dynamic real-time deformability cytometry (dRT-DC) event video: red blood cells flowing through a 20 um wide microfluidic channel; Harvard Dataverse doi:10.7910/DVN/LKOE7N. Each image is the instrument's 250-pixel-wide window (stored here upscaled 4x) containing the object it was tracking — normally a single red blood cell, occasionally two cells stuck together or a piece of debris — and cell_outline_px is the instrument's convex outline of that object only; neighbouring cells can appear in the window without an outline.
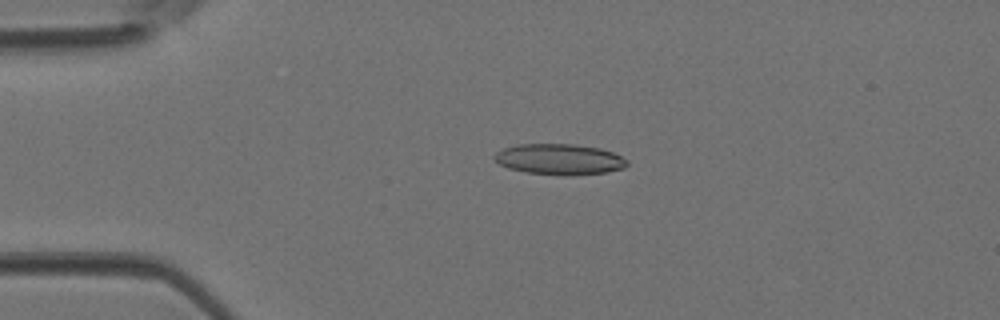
{"species": "Egyptian fruit bat (a non-hibernating species)", "species_latin": "Rousettus aegyptiacus", "temperature_condition": "room temperature", "stored_images_in_passage": 5, "camera_frame_rate_fps": 3000, "um_per_image_px": 0.085, "animal": {"sex": "female"}, "frame": {"image": 1, "passage_image": 3, "time_ms": 0.667, "image_size_px": [1000, 320], "cell_outline_px": [[628, 164], [624, 168], [608, 172], [572, 176], [564, 176], [528, 172], [508, 168], [500, 164], [492, 156], [496, 152], [504, 148], [516, 144], [576, 144], [600, 148], [612, 152], [628, 160]], "centroid_in_image_um": [47.57, 13.54], "position_along_channel_um": 37.4, "area_um2": 23.99}}
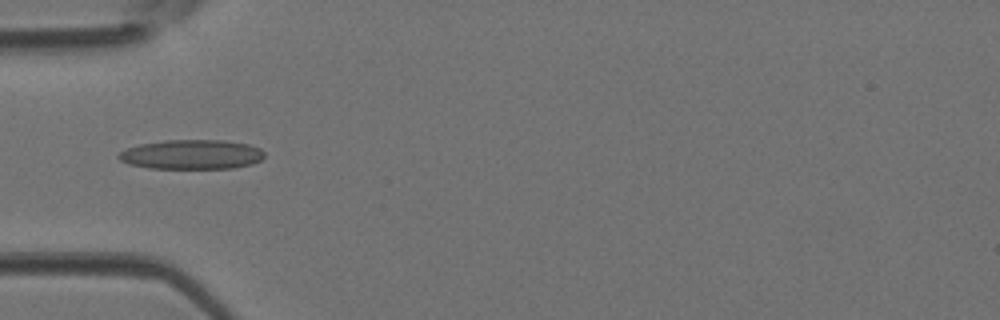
{"frame": {"image": 2, "passage_image": 4, "time_ms": 1.0, "image_size_px": [1000, 320], "cell_outline_px": [[264, 156], [260, 160], [252, 164], [232, 168], [148, 168], [128, 164], [120, 160], [116, 156], [120, 152], [128, 148], [140, 144], [164, 140], [220, 140], [248, 144], [260, 148], [264, 152]], "centroid_in_image_um": [16.28, 13.13], "position_along_channel_um": 68.7, "area_um2": 25.03}}
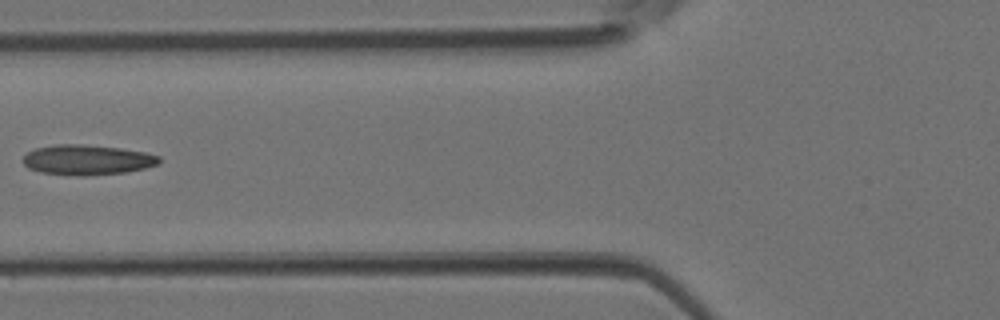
{"frame": {"image": 3, "passage_image": 5, "time_ms": 1.333, "image_size_px": [1000, 320], "cell_outline_px": [[160, 164], [128, 172], [84, 176], [80, 176], [40, 172], [28, 168], [24, 164], [24, 156], [28, 152], [36, 148], [56, 144], [84, 144], [120, 148], [144, 152], [160, 156]], "centroid_in_image_um": [7.43, 13.59], "position_along_channel_um": 118.4, "area_um2": 23.93}}